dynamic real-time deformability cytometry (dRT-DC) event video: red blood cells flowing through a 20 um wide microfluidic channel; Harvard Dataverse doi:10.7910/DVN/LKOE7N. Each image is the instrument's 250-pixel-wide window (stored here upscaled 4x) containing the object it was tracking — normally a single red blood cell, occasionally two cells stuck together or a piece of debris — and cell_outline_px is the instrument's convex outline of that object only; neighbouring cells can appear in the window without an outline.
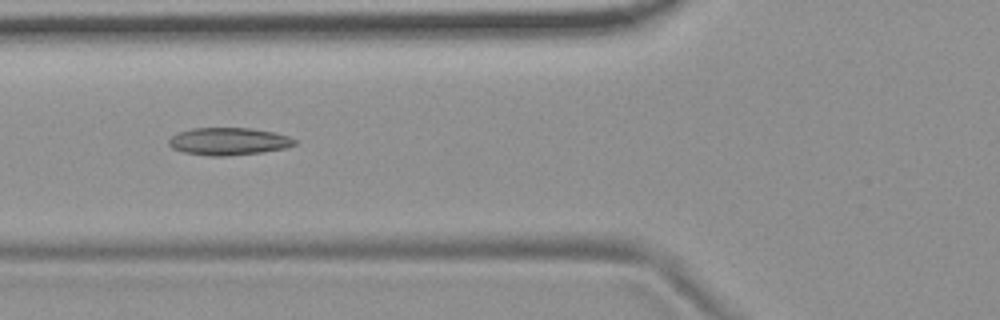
{"species": "common noctule bat (a hibernating species)", "species_latin": "Nyctalus noctula", "temperature_condition": "room temperature", "stored_images_in_passage": 10, "camera_frame_rate_fps": 3000, "um_per_image_px": 0.085, "animal": {"sex": "female", "body_mass_g": 19.9}, "frame": {"image": 1, "passage_image": 5, "time_ms": 1.333, "image_size_px": [1000, 320], "cell_outline_px": [[296, 144], [288, 148], [264, 152], [228, 156], [212, 156], [184, 152], [172, 148], [168, 144], [168, 140], [172, 136], [180, 132], [192, 128], [252, 128], [272, 132], [288, 136], [296, 140]], "centroid_in_image_um": [19.46, 12.02], "position_along_channel_um": 106.3, "area_um2": 20.17}}
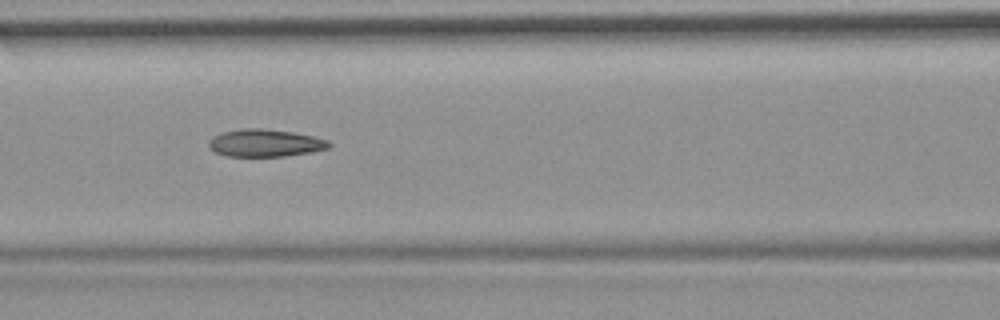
{"frame": {"image": 2, "passage_image": 6, "time_ms": 1.667, "image_size_px": [1000, 320], "cell_outline_px": [[332, 144], [328, 148], [308, 152], [284, 156], [228, 156], [216, 152], [208, 144], [208, 140], [212, 136], [224, 132], [244, 128], [260, 128], [292, 132], [312, 136], [328, 140]], "centroid_in_image_um": [22.52, 12.15], "position_along_channel_um": 144.1, "area_um2": 18.96}}
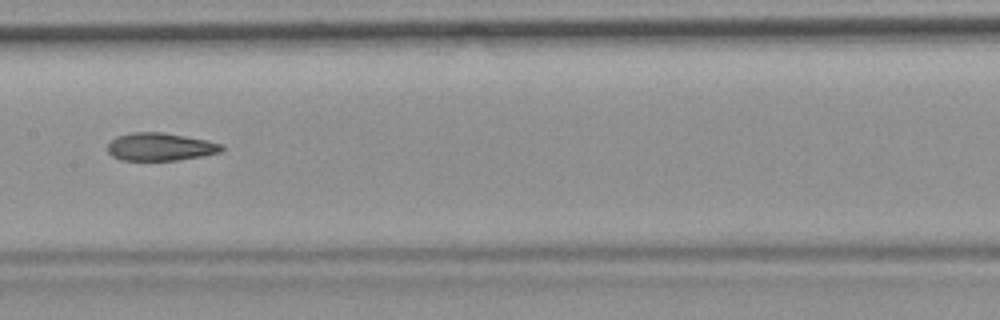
{"frame": {"image": 3, "passage_image": 7, "time_ms": 2.0, "image_size_px": [1000, 320], "cell_outline_px": [[224, 148], [220, 152], [200, 156], [176, 160], [124, 160], [112, 156], [108, 152], [108, 144], [116, 136], [132, 132], [164, 132], [208, 140], [224, 144]], "centroid_in_image_um": [13.63, 12.46], "position_along_channel_um": 193.8, "area_um2": 18.5}}